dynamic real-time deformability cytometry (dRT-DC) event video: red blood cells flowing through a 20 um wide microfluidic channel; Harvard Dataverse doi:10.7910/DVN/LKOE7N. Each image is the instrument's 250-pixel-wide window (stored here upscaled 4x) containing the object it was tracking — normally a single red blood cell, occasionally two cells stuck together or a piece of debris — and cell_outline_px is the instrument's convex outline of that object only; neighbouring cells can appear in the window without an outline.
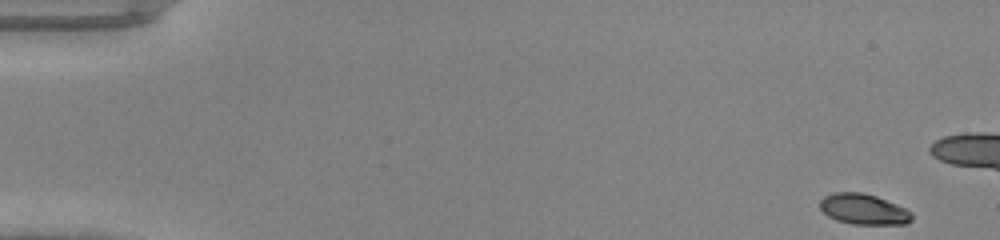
{"species": "common noctule bat (a hibernating species)", "species_latin": "Nyctalus noctula", "temperature_condition": "warm", "stored_images_in_passage": 40, "camera_frame_rate_fps": 3000, "um_per_image_px": 0.085, "animal": {"sex": "male", "body_mass_g": 20.0, "forearm_length_mm": 53.3}, "frame": {"image": 1, "passage_image": 1, "time_ms": 0.0, "image_size_px": [1000, 240], "cell_outline_px": [[912, 220], [904, 224], [852, 224], [836, 220], [828, 216], [820, 208], [820, 200], [824, 196], [836, 192], [864, 192], [876, 196], [896, 204], [912, 212]], "centroid_in_image_um": [73.4, 17.78], "position_along_channel_um": 11.6, "area_um2": 16.36}}
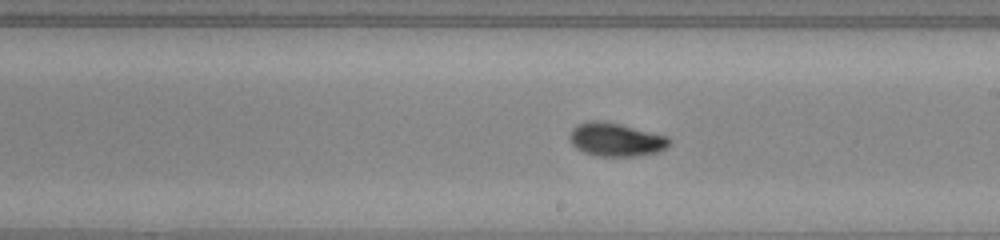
{"frame": {"image": 2, "passage_image": 27, "time_ms": 8.667, "image_size_px": [1000, 240], "cell_outline_px": [[672, 144], [660, 152], [636, 156], [596, 156], [584, 152], [576, 148], [572, 144], [568, 136], [572, 128], [576, 124], [588, 120], [600, 120], [620, 124], [668, 136], [672, 140]], "centroid_in_image_um": [52.36, 11.86], "position_along_channel_um": 236.6, "area_um2": 19.77}}
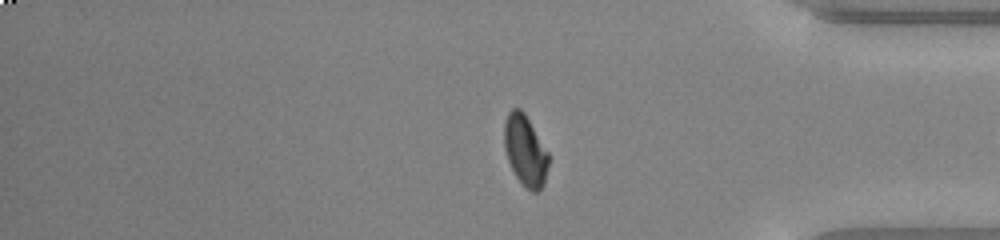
{"frame": {"image": 3, "passage_image": 39, "time_ms": 12.667, "image_size_px": [1000, 240], "cell_outline_px": [[548, 164], [544, 184], [536, 192], [532, 192], [516, 176], [508, 160], [504, 148], [504, 124], [508, 112], [512, 108], [520, 108], [524, 112], [548, 152]], "centroid_in_image_um": [44.63, 12.76], "position_along_channel_um": 390.6, "area_um2": 17.98}}